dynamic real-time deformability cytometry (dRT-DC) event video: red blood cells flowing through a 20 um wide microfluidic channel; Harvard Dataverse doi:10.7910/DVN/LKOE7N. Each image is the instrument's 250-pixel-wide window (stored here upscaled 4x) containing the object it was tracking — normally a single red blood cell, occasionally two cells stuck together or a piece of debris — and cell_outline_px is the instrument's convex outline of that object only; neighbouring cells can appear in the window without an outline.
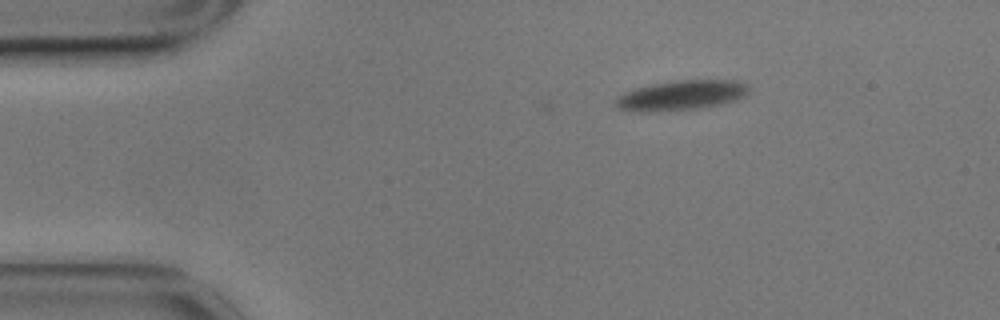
{"species": "common noctule bat (a hibernating species)", "species_latin": "Nyctalus noctula", "temperature_condition": "cold", "stored_images_in_passage": 2, "camera_frame_rate_fps": 3000, "um_per_image_px": 0.085, "animal": {"sex": "male", "body_mass_g": 17.9}, "frame": {"image": 1, "passage_image": 2, "time_ms": 0.333, "image_size_px": [1000, 320], "cell_outline_px": [[748, 92], [744, 96], [736, 100], [724, 104], [700, 108], [648, 112], [636, 112], [616, 108], [616, 96], [624, 92], [636, 88], [652, 84], [672, 80], [736, 80], [748, 84]], "centroid_in_image_um": [57.9, 8.1], "position_along_channel_um": 27.1, "area_um2": 23.41}}